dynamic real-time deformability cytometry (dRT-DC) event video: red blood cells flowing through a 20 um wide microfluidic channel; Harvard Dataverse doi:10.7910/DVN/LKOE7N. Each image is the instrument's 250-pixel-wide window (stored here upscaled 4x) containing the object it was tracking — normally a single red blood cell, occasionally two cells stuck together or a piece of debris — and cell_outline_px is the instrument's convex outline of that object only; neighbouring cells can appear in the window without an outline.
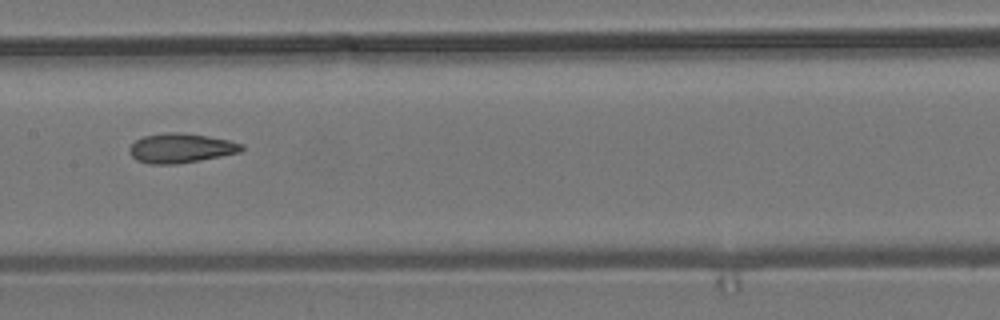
{"species": "common noctule bat (a hibernating species)", "species_latin": "Nyctalus noctula", "temperature_condition": "room temperature", "stored_images_in_passage": 13, "camera_frame_rate_fps": 3000, "um_per_image_px": 0.085, "animal": {"sex": "male", "body_mass_g": 19.2, "forearm_length_mm": 51.8}, "frame": {"image": 1, "passage_image": 6, "time_ms": 1.667, "image_size_px": [1000, 320], "cell_outline_px": [[244, 148], [240, 152], [200, 160], [176, 164], [148, 164], [136, 160], [128, 152], [128, 148], [136, 140], [144, 136], [168, 132], [180, 132], [208, 136], [228, 140], [244, 144]], "centroid_in_image_um": [15.35, 12.59], "position_along_channel_um": 192.0, "area_um2": 19.31}}
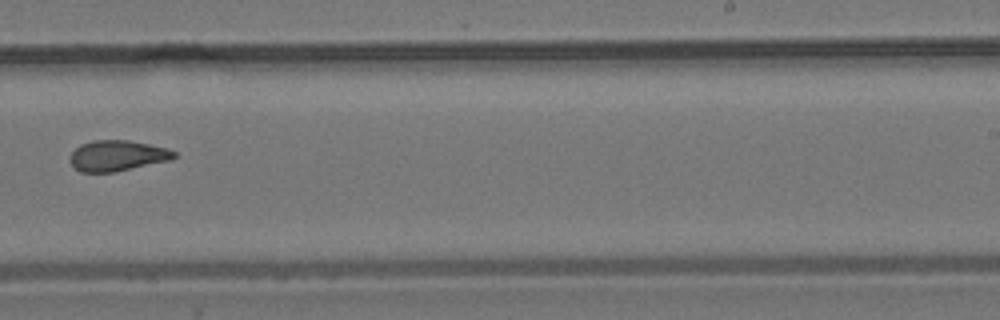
{"frame": {"image": 2, "passage_image": 8, "time_ms": 2.333, "image_size_px": [1000, 320], "cell_outline_px": [[176, 156], [172, 160], [116, 172], [80, 172], [72, 168], [68, 160], [72, 152], [80, 144], [92, 140], [128, 140], [168, 148], [176, 152]], "centroid_in_image_um": [9.95, 13.24], "position_along_channel_um": 279.1, "area_um2": 18.96}}
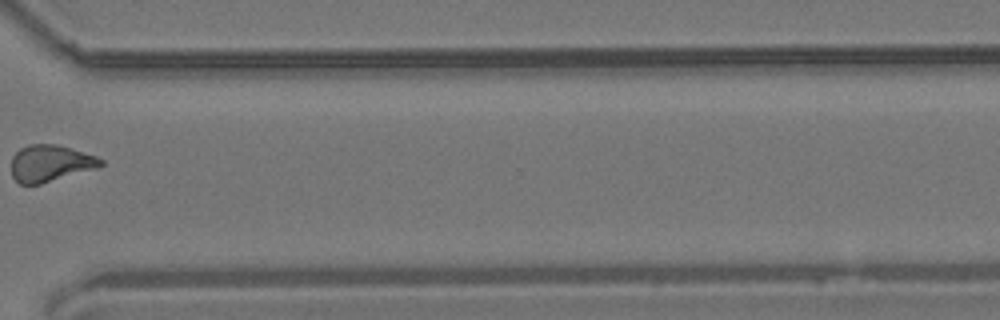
{"frame": {"image": 3, "passage_image": 10, "time_ms": 3.0, "image_size_px": [1000, 320], "cell_outline_px": [[104, 164], [96, 168], [40, 184], [20, 184], [12, 176], [12, 156], [20, 148], [28, 144], [56, 144], [72, 148], [96, 156], [104, 160]], "centroid_in_image_um": [4.27, 13.86], "position_along_channel_um": 366.3, "area_um2": 19.07}}